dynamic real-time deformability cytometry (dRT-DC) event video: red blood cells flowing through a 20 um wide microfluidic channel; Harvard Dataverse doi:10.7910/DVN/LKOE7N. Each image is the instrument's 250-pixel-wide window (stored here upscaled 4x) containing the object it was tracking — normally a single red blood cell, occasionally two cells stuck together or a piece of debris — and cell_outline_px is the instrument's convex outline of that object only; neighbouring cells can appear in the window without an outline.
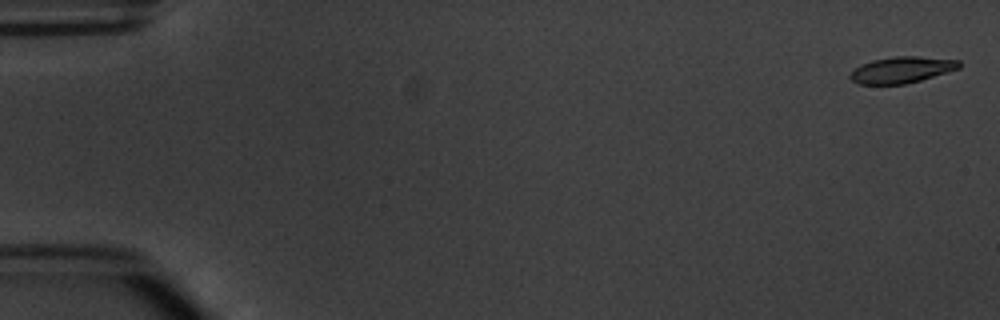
{"species": "common noctule bat (a hibernating species)", "species_latin": "Nyctalus noctula", "temperature_condition": "warm", "stored_images_in_passage": 7, "camera_frame_rate_fps": 3000, "um_per_image_px": 0.085, "animal": {"sex": "male", "body_mass_g": 20.1, "forearm_length_mm": 53.5}, "frame": {"image": 1, "passage_image": 1, "time_ms": 0.0, "image_size_px": [1000, 320], "cell_outline_px": [[960, 68], [920, 80], [904, 84], [860, 84], [852, 80], [848, 76], [860, 64], [872, 60], [892, 56], [920, 56], [960, 60]], "centroid_in_image_um": [76.64, 5.92], "position_along_channel_um": 8.4, "area_um2": 16.65}}
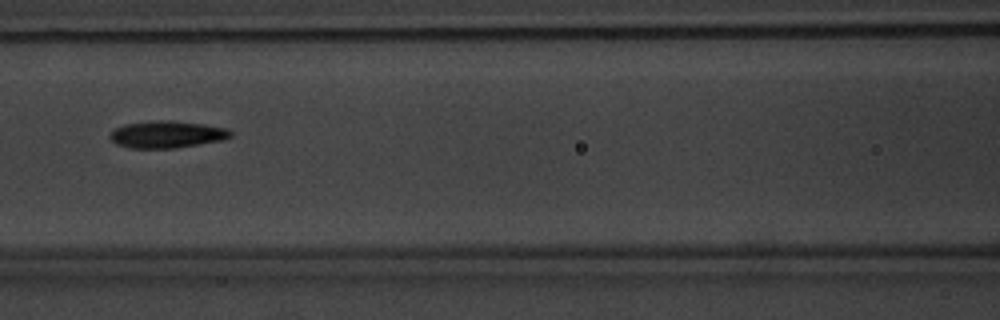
{"frame": {"image": 2, "passage_image": 7, "time_ms": 7.667, "image_size_px": [1000, 320], "cell_outline_px": [[232, 136], [224, 140], [176, 148], [128, 148], [116, 144], [108, 136], [116, 128], [124, 124], [152, 120], [172, 120], [204, 124], [228, 128], [232, 132]], "centroid_in_image_um": [14.21, 11.42], "position_along_channel_um": 152.4, "area_um2": 19.25}}